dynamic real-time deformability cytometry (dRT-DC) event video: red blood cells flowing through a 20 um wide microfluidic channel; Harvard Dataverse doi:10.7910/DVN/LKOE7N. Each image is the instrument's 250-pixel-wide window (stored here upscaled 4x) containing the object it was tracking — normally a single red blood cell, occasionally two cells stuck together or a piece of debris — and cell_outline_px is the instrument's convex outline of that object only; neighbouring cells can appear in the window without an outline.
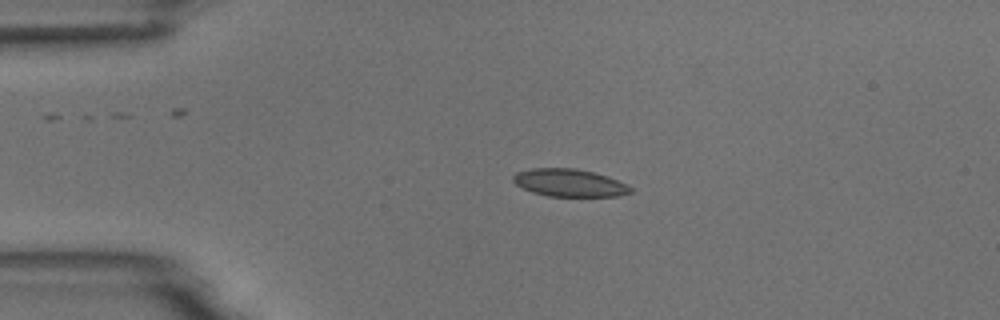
{"species": "common noctule bat (a hibernating species)", "species_latin": "Nyctalus noctula", "temperature_condition": "room temperature", "stored_images_in_passage": 5, "camera_frame_rate_fps": 3000, "um_per_image_px": 0.085, "animal": {"sex": "male", "body_mass_g": 18.8}, "frame": {"image": 1, "passage_image": 3, "time_ms": 2.333, "image_size_px": [1000, 320], "cell_outline_px": [[632, 192], [616, 196], [548, 196], [532, 192], [516, 184], [512, 180], [512, 176], [516, 172], [532, 168], [576, 168], [608, 176], [632, 188]], "centroid_in_image_um": [48.36, 15.53], "position_along_channel_um": 36.6, "area_um2": 18.73}}
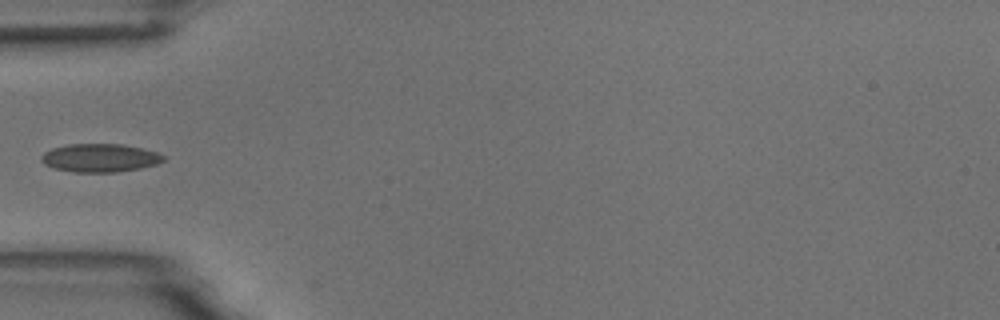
{"frame": {"image": 2, "passage_image": 5, "time_ms": 4.333, "image_size_px": [1000, 320], "cell_outline_px": [[164, 160], [156, 164], [140, 168], [116, 172], [72, 172], [56, 168], [44, 164], [40, 160], [40, 156], [44, 152], [52, 148], [68, 144], [120, 144], [140, 148], [156, 152], [164, 156]], "centroid_in_image_um": [8.45, 13.42], "position_along_channel_um": 76.5, "area_um2": 20.0}}